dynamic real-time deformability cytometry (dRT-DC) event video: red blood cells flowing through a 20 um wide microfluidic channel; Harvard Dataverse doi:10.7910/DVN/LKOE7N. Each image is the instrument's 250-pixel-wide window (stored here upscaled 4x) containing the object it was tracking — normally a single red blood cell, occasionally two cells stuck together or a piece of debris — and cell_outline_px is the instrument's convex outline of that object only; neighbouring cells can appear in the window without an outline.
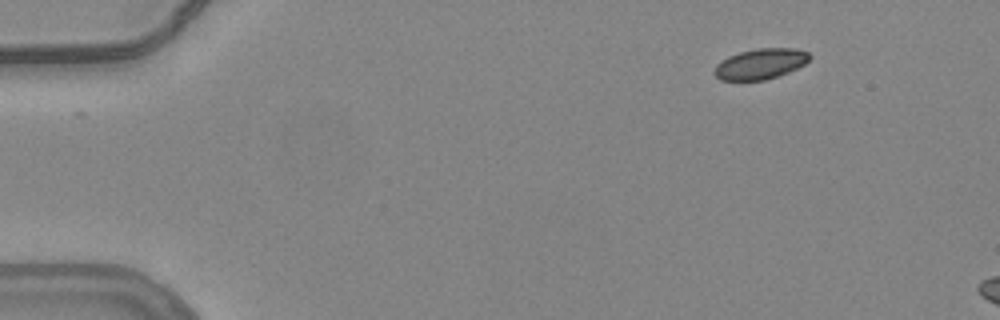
{"species": "common noctule bat (a hibernating species)", "species_latin": "Nyctalus noctula", "temperature_condition": "warm", "stored_images_in_passage": 7, "camera_frame_rate_fps": 3000, "um_per_image_px": 0.085, "animal": {"sex": "female", "body_mass_g": 24.6, "forearm_length_mm": 56.2}, "frame": {"image": 1, "passage_image": 1, "time_ms": 0.0, "image_size_px": [1000, 320], "cell_outline_px": [[812, 56], [804, 64], [788, 72], [764, 80], [720, 80], [712, 72], [716, 64], [728, 56], [740, 52], [756, 48], [796, 48], [808, 52]], "centroid_in_image_um": [64.62, 5.42], "position_along_channel_um": 20.4, "area_um2": 16.94}}